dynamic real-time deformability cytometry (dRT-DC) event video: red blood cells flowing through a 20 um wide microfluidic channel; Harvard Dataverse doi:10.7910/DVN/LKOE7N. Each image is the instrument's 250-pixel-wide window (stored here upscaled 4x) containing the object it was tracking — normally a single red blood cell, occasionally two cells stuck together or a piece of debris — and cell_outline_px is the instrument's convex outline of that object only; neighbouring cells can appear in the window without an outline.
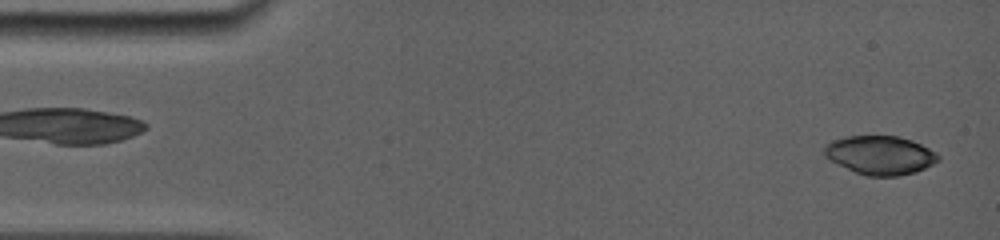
{"species": "common noctule bat (a hibernating species)", "species_latin": "Nyctalus noctula", "temperature_condition": "room temperature", "stored_images_in_passage": 12, "camera_frame_rate_fps": 5000, "um_per_image_px": 0.085, "animal": {"sex": "female", "body_mass_g": 19.0, "forearm_length_mm": 56.7}, "frame": {"image": 1, "passage_image": 1, "time_ms": 0.0, "image_size_px": [1000, 240], "cell_outline_px": [[940, 160], [916, 172], [896, 176], [864, 176], [824, 156], [824, 144], [832, 140], [848, 136], [900, 136], [912, 140], [936, 152], [940, 156]], "centroid_in_image_um": [74.82, 13.18], "position_along_channel_um": 10.2, "area_um2": 25.61}}
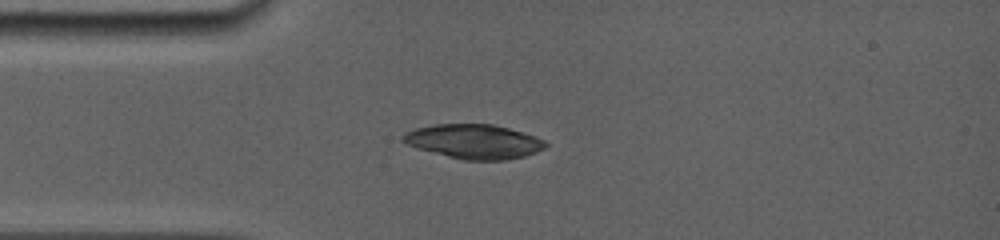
{"frame": {"image": 2, "passage_image": 10, "time_ms": 3.4, "image_size_px": [1000, 240], "cell_outline_px": [[548, 144], [544, 148], [536, 152], [524, 156], [504, 160], [464, 160], [448, 156], [420, 148], [408, 144], [400, 140], [400, 136], [416, 128], [436, 124], [492, 124], [524, 132], [536, 136], [544, 140]], "centroid_in_image_um": [40.32, 12.02], "position_along_channel_um": 44.7, "area_um2": 28.26}}